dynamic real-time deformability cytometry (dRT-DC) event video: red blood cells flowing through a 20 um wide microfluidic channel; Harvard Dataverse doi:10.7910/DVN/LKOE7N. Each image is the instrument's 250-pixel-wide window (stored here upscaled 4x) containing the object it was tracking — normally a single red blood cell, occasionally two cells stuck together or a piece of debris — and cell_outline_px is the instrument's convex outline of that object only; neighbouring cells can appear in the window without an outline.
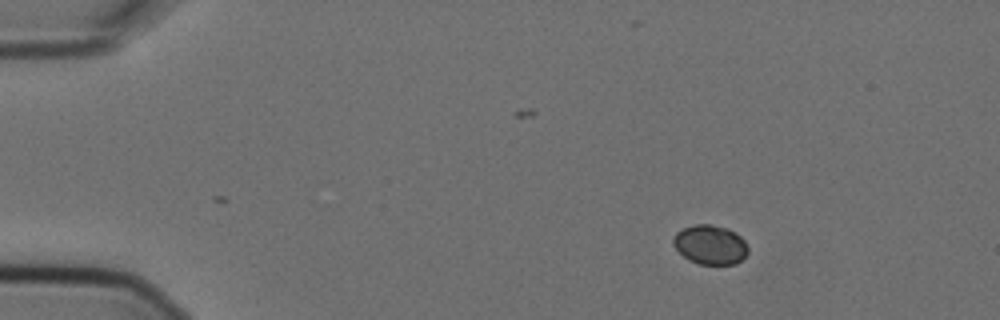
{"species": "Egyptian fruit bat (a non-hibernating species)", "species_latin": "Rousettus aegyptiacus", "temperature_condition": "cold", "stored_images_in_passage": 3, "camera_frame_rate_fps": 3000, "um_per_image_px": 0.085, "animal": {"sex": "female"}, "frame": {"image": 1, "passage_image": 1, "time_ms": 0.0, "image_size_px": [1000, 320], "cell_outline_px": [[748, 252], [736, 264], [700, 264], [688, 260], [672, 244], [672, 240], [676, 232], [692, 224], [712, 224], [728, 228], [736, 232], [744, 240], [748, 248]], "centroid_in_image_um": [60.36, 20.78], "position_along_channel_um": 24.6, "area_um2": 17.22}}